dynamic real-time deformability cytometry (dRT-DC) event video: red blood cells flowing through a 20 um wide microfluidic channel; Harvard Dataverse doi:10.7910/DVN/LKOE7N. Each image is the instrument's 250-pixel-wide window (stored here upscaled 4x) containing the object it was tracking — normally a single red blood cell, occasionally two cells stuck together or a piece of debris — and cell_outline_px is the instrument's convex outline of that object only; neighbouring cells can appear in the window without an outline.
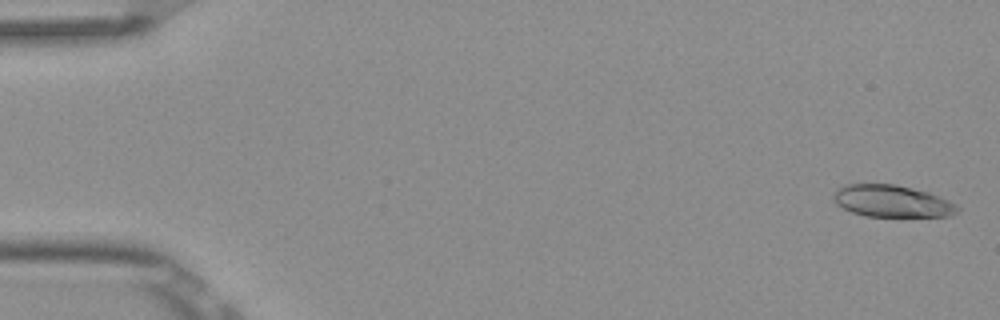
{"species": "Egyptian fruit bat (a non-hibernating species)", "species_latin": "Rousettus aegyptiacus", "temperature_condition": "room temperature", "stored_images_in_passage": 6, "camera_frame_rate_fps": 3000, "um_per_image_px": 0.085, "frame": {"image": 1, "passage_image": 1, "time_ms": 0.0, "image_size_px": [1000, 320], "cell_outline_px": [[960, 212], [948, 216], [864, 216], [852, 212], [836, 204], [832, 200], [832, 192], [836, 188], [844, 184], [896, 184], [928, 192], [948, 200], [956, 204], [960, 208]], "centroid_in_image_um": [75.78, 17.09], "position_along_channel_um": 9.2, "area_um2": 23.29}}